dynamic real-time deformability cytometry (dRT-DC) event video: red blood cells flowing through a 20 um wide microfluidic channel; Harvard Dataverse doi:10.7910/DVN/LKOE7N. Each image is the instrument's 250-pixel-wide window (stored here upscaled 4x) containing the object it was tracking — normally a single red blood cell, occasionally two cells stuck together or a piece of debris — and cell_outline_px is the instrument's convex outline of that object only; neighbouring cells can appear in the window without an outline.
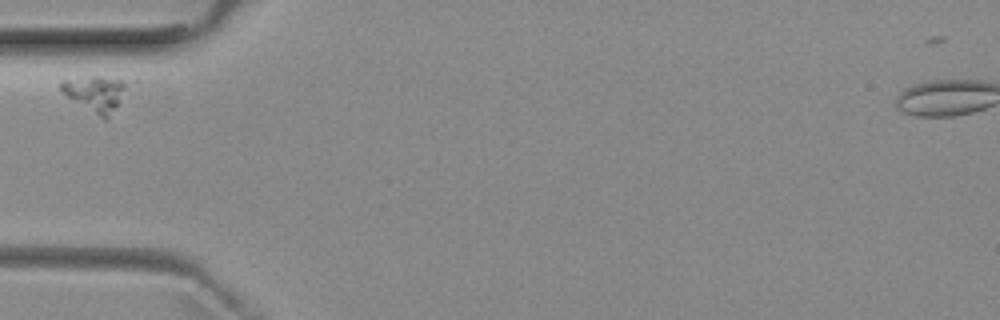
{"species": "common noctule bat (a hibernating species)", "species_latin": "Nyctalus noctula", "temperature_condition": "room temperature", "stored_images_in_passage": 25, "camera_frame_rate_fps": 3000, "um_per_image_px": 0.085, "animal": {"sex": "female", "body_mass_g": 29.2, "forearm_length_mm": 56.3}, "frame": {"image": 1, "passage_image": 1, "time_ms": 0.0, "image_size_px": [1000, 320], "cell_outline_px": [[124, 88], [116, 108], [104, 120], [68, 96], [60, 88], [60, 80], [92, 76], [100, 76], [120, 80], [124, 84]], "centroid_in_image_um": [8.05, 7.93], "position_along_channel_um": 77.0, "area_um2": 12.89}}
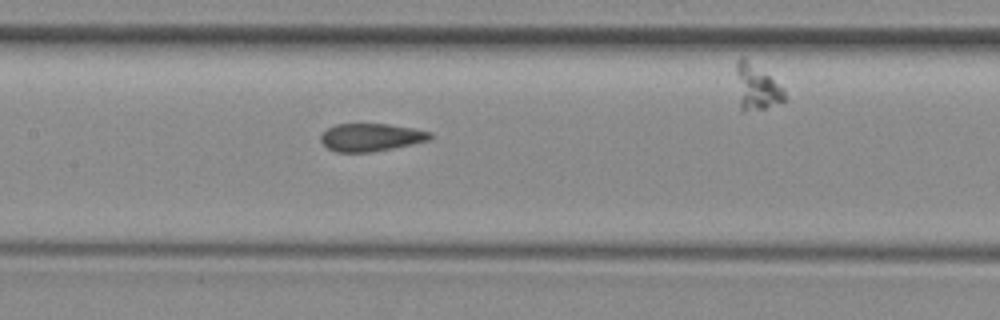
{"frame": {"image": 2, "passage_image": 7, "time_ms": 2.0, "image_size_px": [1000, 320], "cell_outline_px": [[432, 140], [372, 152], [336, 152], [328, 148], [320, 140], [320, 136], [328, 128], [336, 124], [388, 124], [412, 128], [432, 132]], "centroid_in_image_um": [31.55, 11.67], "position_along_channel_um": 175.8, "area_um2": 17.69}}
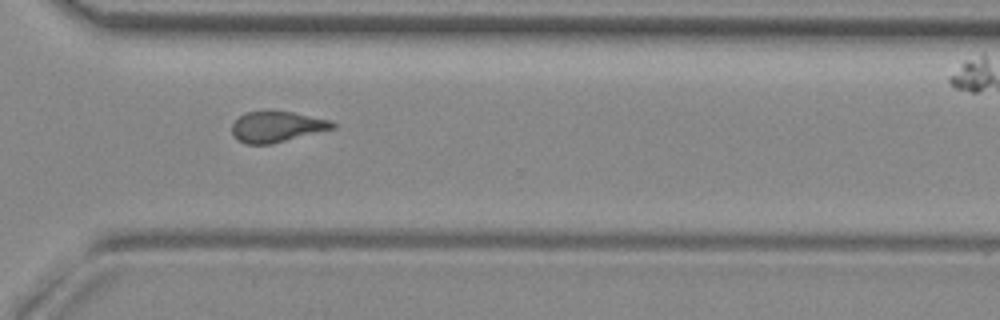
{"frame": {"image": 3, "passage_image": 20, "time_ms": 6.333, "image_size_px": [1000, 320], "cell_outline_px": [[336, 128], [272, 144], [248, 144], [240, 140], [232, 132], [232, 124], [244, 112], [292, 112], [332, 120], [336, 124]], "centroid_in_image_um": [23.59, 10.78], "position_along_channel_um": 347.0, "area_um2": 17.8}}